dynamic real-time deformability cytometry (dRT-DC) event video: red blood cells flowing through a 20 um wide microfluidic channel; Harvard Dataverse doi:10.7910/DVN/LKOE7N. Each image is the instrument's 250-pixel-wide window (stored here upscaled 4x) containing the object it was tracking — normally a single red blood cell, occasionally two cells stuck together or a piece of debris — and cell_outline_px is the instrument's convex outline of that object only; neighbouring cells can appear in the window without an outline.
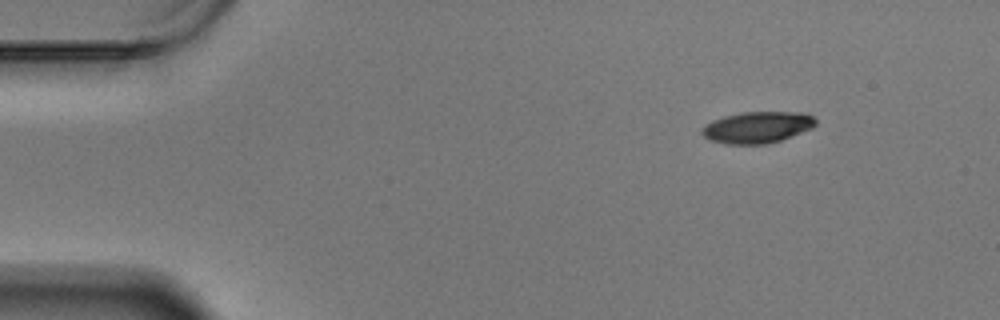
{"species": "Egyptian fruit bat (a non-hibernating species)", "species_latin": "Rousettus aegyptiacus", "temperature_condition": "warm", "stored_images_in_passage": 51, "camera_frame_rate_fps": 3000, "um_per_image_px": 0.085, "animal": {"sex": "male"}, "frame": {"image": 1, "passage_image": 1, "time_ms": 0.0, "image_size_px": [1000, 320], "cell_outline_px": [[816, 124], [812, 128], [780, 140], [764, 144], [728, 144], [712, 140], [704, 136], [700, 132], [712, 120], [724, 116], [744, 112], [804, 112], [812, 116], [816, 120]], "centroid_in_image_um": [64.4, 10.81], "position_along_channel_um": 20.6, "area_um2": 20.58}}
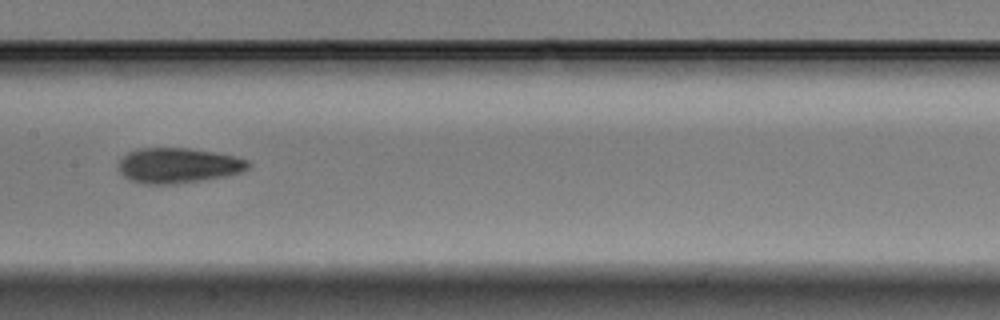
{"frame": {"image": 2, "passage_image": 22, "time_ms": 7.0, "image_size_px": [1000, 320], "cell_outline_px": [[252, 164], [248, 168], [240, 172], [228, 176], [176, 184], [144, 184], [128, 180], [120, 172], [120, 160], [128, 152], [136, 148], [188, 148], [212, 152], [232, 156], [248, 160]], "centroid_in_image_um": [15.14, 14.07], "position_along_channel_um": 192.3, "area_um2": 26.59}}
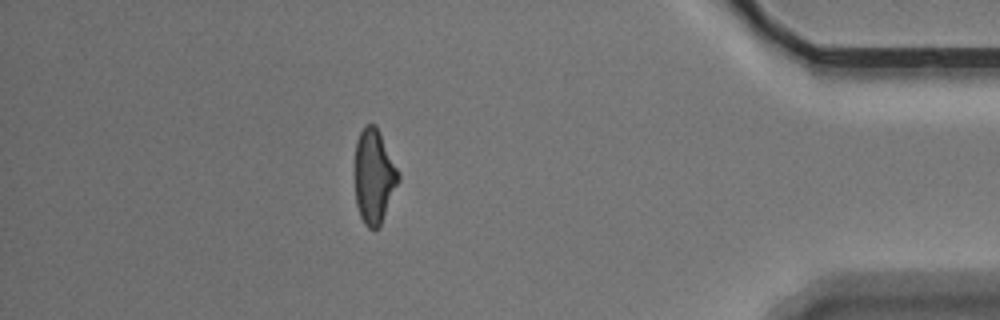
{"frame": {"image": 3, "passage_image": 44, "time_ms": 14.333, "image_size_px": [1000, 320], "cell_outline_px": [[400, 180], [380, 224], [376, 228], [368, 228], [364, 224], [360, 216], [356, 204], [356, 140], [364, 124], [376, 124], [400, 172]], "centroid_in_image_um": [31.81, 14.95], "position_along_channel_um": 403.4, "area_um2": 23.81}, "authors_computed_cell_mechanics": {"area_um2": 25.0274, "velocity_mm_per_s": 3.4443, "shape_relaxation_time_tau1_ms": 4.0767, "shape_relaxation_time_tau2_ms": 3.3877, "deformation_change_tau1": 0.1573, "deformation_change_tau2": 0.1092}}